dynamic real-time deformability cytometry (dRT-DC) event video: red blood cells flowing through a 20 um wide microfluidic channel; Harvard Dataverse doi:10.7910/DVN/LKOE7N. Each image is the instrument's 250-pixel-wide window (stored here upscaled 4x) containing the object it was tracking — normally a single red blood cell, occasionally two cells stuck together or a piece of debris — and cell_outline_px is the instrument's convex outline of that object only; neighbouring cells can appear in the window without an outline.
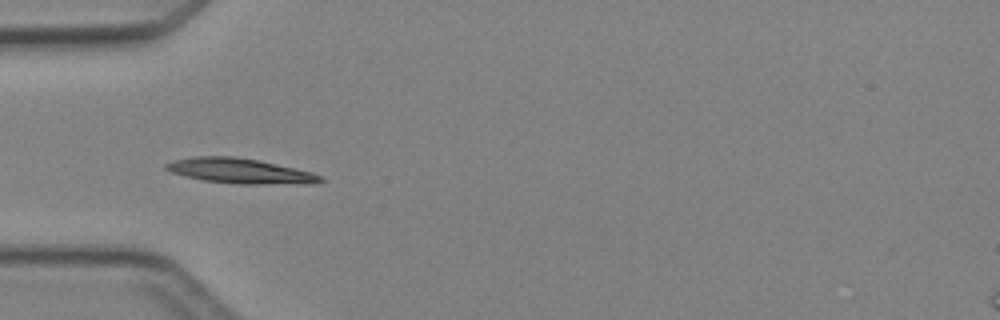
{"species": "Egyptian fruit bat (a non-hibernating species)", "species_latin": "Rousettus aegyptiacus", "temperature_condition": "cold", "stored_images_in_passage": 4, "camera_frame_rate_fps": 3000, "um_per_image_px": 0.085, "animal": {"sex": "female"}, "frame": {"image": 1, "passage_image": 4, "time_ms": 3.333, "image_size_px": [1000, 320], "cell_outline_px": [[324, 180], [260, 184], [240, 184], [204, 180], [184, 176], [172, 172], [164, 168], [164, 164], [172, 160], [196, 156], [232, 156], [256, 160], [312, 172], [324, 176]], "centroid_in_image_um": [20.23, 14.5], "position_along_channel_um": 64.8, "area_um2": 21.73}}